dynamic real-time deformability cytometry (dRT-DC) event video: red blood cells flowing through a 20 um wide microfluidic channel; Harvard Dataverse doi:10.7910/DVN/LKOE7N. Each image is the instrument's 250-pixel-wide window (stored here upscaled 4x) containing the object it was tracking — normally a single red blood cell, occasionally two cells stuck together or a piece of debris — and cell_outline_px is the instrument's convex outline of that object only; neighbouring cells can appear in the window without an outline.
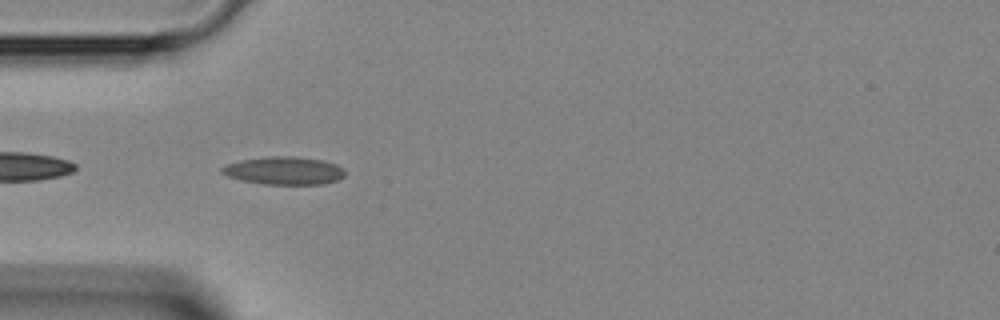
{"species": "Egyptian fruit bat (a non-hibernating species)", "species_latin": "Rousettus aegyptiacus", "temperature_condition": "room temperature", "stored_images_in_passage": 36, "camera_frame_rate_fps": 3000, "um_per_image_px": 0.085, "animal": {"sex": "female"}, "frame": {"image": 1, "passage_image": 5, "time_ms": 1.333, "image_size_px": [1000, 320], "cell_outline_px": [[344, 176], [336, 180], [324, 184], [264, 184], [240, 180], [228, 176], [220, 172], [220, 168], [228, 164], [240, 160], [268, 156], [296, 156], [324, 160], [336, 164], [344, 168]], "centroid_in_image_um": [24.15, 14.5], "position_along_channel_um": 60.9, "area_um2": 20.11}}
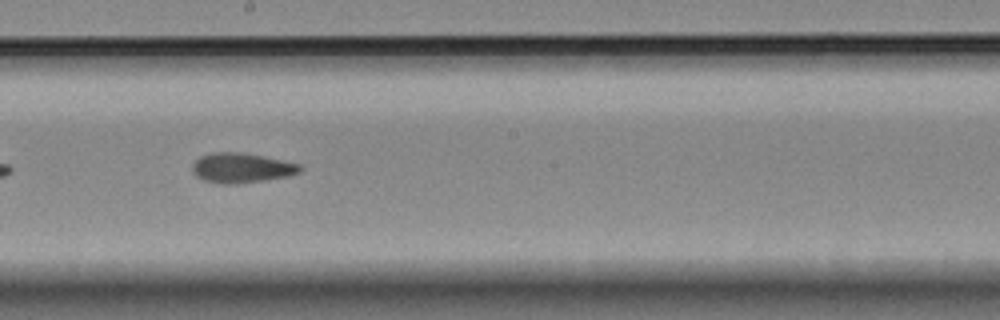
{"frame": {"image": 2, "passage_image": 16, "time_ms": 5.0, "image_size_px": [1000, 320], "cell_outline_px": [[304, 168], [300, 172], [288, 176], [264, 180], [236, 184], [220, 184], [204, 180], [196, 176], [192, 172], [192, 164], [200, 156], [212, 152], [244, 152], [264, 156], [300, 164]], "centroid_in_image_um": [20.52, 14.26], "position_along_channel_um": 227.7, "area_um2": 18.9}}
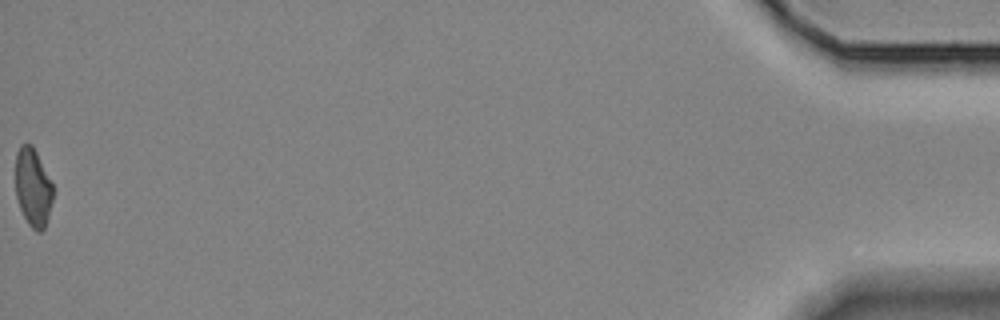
{"frame": {"image": 3, "passage_image": 36, "time_ms": 11.667, "image_size_px": [1000, 320], "cell_outline_px": [[52, 200], [48, 216], [44, 228], [40, 232], [36, 232], [28, 224], [20, 208], [16, 196], [16, 152], [20, 144], [32, 144], [52, 184]], "centroid_in_image_um": [2.78, 15.93], "position_along_channel_um": 432.4, "area_um2": 16.82}}